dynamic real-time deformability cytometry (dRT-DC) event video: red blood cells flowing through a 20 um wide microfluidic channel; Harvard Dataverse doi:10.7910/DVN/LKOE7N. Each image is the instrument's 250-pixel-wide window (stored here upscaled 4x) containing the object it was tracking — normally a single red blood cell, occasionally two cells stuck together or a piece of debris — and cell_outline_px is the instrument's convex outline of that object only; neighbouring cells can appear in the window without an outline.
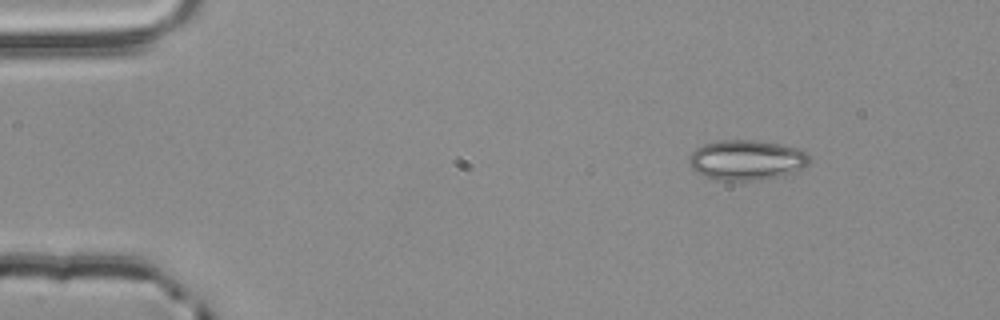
{"species": "common noctule bat (a hibernating species)", "species_latin": "Nyctalus noctula", "temperature_condition": "room temperature", "stored_images_in_passage": 3, "camera_frame_rate_fps": 3000, "um_per_image_px": 0.085, "animal": {"sex": "male", "body_mass_g": 20.4}, "frame": {"image": 1, "passage_image": 1, "time_ms": 0.0, "image_size_px": [1000, 320], "cell_outline_px": [[812, 156], [808, 164], [784, 176], [760, 180], [716, 180], [704, 176], [696, 172], [692, 168], [688, 160], [688, 156], [696, 148], [704, 144], [720, 140], [756, 140], [780, 144], [800, 148]], "centroid_in_image_um": [63.47, 13.6], "position_along_channel_um": 21.5, "area_um2": 28.38}}